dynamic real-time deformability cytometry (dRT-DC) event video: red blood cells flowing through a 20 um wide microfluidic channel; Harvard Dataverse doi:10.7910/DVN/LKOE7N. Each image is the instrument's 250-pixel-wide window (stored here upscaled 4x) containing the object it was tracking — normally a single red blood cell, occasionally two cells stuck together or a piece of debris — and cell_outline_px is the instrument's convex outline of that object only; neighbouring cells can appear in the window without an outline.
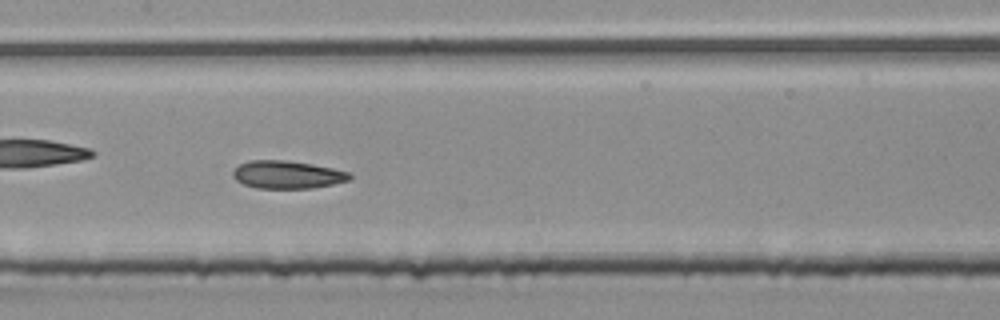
{"species": "common noctule bat (a hibernating species)", "species_latin": "Nyctalus noctula", "temperature_condition": "room temperature", "stored_images_in_passage": 39, "camera_frame_rate_fps": 3000, "um_per_image_px": 0.085, "animal": {"sex": "male", "body_mass_g": 20.4}, "frame": {"image": 1, "passage_image": 12, "time_ms": 3.667, "image_size_px": [1000, 320], "cell_outline_px": [[352, 176], [348, 180], [332, 184], [312, 188], [256, 188], [244, 184], [236, 180], [232, 176], [232, 172], [240, 164], [248, 160], [284, 160], [312, 164], [332, 168], [348, 172]], "centroid_in_image_um": [24.38, 14.84], "position_along_channel_um": 183.0, "area_um2": 18.79}}
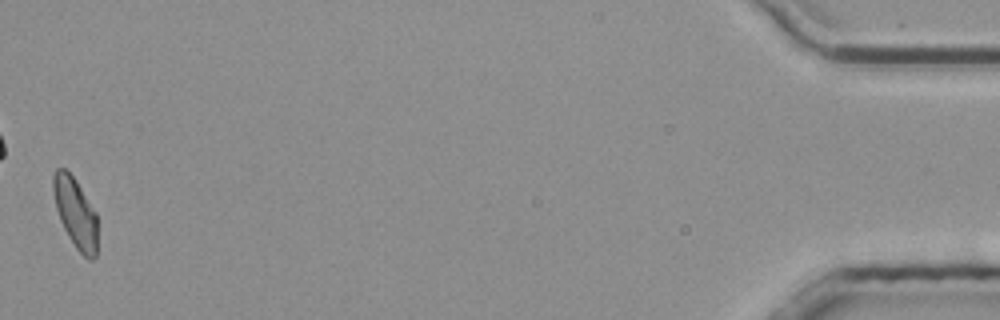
{"frame": {"image": 2, "passage_image": 39, "time_ms": 12.667, "image_size_px": [1000, 320], "cell_outline_px": [[96, 256], [92, 260], [88, 260], [76, 248], [68, 236], [60, 220], [56, 208], [52, 188], [52, 176], [56, 168], [64, 168], [76, 180], [96, 212]], "centroid_in_image_um": [6.39, 18.08], "position_along_channel_um": 428.8, "area_um2": 17.98}, "authors_computed_cell_mechanics": {"area_um2": 18.2648, "velocity_mm_per_s": 3.0848, "shape_relaxation_time_tau1_ms": 8.2149, "shape_relaxation_time_tau2_ms": null, "deformation_change_tau1": 0.4082, "deformation_change_tau2": null}}